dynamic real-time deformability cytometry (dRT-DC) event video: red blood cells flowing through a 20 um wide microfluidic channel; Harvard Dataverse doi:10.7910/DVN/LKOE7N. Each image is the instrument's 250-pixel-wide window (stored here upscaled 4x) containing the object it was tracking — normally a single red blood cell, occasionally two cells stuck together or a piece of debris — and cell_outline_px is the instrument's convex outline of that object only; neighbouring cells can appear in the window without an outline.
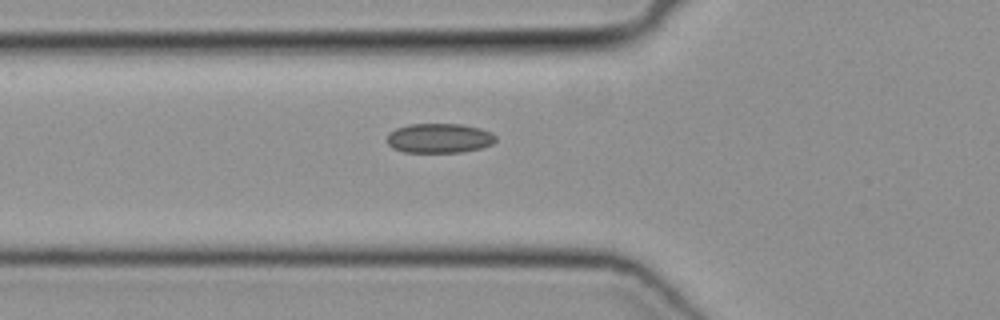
{"species": "common noctule bat (a hibernating species)", "species_latin": "Nyctalus noctula", "temperature_condition": "cold", "stored_images_in_passage": 37, "camera_frame_rate_fps": 3000, "um_per_image_px": 0.085, "animal": {"sex": "female", "body_mass_g": 19.3, "forearm_length_mm": 54.1}, "frame": {"image": 1, "passage_image": 7, "time_ms": 2.0, "image_size_px": [1000, 320], "cell_outline_px": [[496, 140], [492, 144], [480, 148], [460, 152], [404, 152], [392, 148], [388, 144], [388, 132], [396, 128], [408, 124], [460, 124], [480, 128], [492, 132], [496, 136]], "centroid_in_image_um": [37.33, 11.74], "position_along_channel_um": 88.5, "area_um2": 18.79}}
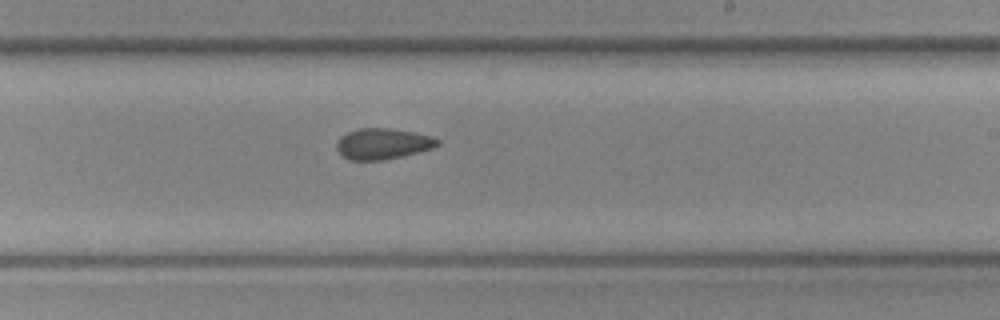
{"frame": {"image": 2, "passage_image": 19, "time_ms": 6.0, "image_size_px": [1000, 320], "cell_outline_px": [[440, 144], [432, 148], [400, 156], [380, 160], [348, 160], [336, 148], [336, 144], [340, 136], [356, 128], [388, 128], [412, 132], [432, 136], [440, 140]], "centroid_in_image_um": [32.51, 12.21], "position_along_channel_um": 256.5, "area_um2": 17.98}}
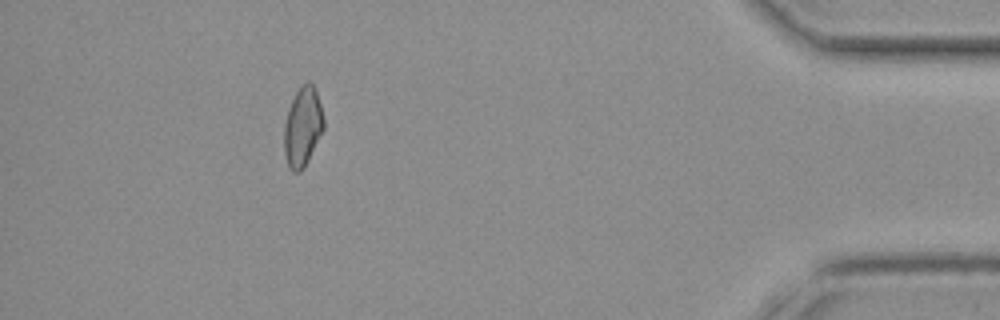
{"frame": {"image": 3, "passage_image": 34, "time_ms": 11.0, "image_size_px": [1000, 320], "cell_outline_px": [[324, 128], [304, 168], [300, 172], [292, 172], [288, 164], [284, 152], [284, 124], [288, 108], [300, 84], [308, 80], [316, 88], [324, 120]], "centroid_in_image_um": [25.72, 10.75], "position_along_channel_um": 409.5, "area_um2": 18.38}}